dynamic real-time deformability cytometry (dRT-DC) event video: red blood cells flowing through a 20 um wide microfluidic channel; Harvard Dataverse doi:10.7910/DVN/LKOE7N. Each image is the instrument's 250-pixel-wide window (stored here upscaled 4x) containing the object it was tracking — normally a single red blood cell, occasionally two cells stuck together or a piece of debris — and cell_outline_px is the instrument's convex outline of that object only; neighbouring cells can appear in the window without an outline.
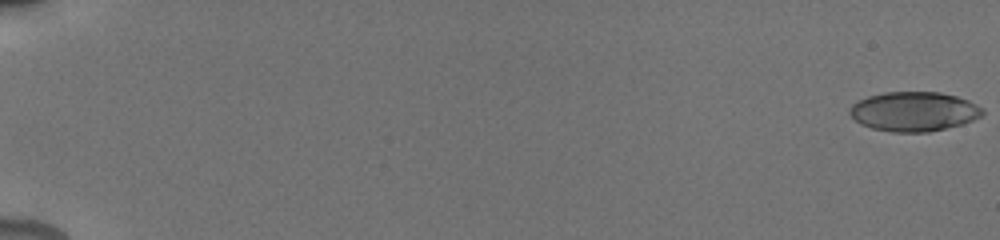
{"species": "human", "species_latin": "Homo sapiens", "temperature_condition": "cold", "stored_images_in_passage": 8, "camera_frame_rate_fps": 3000, "um_per_image_px": 0.085, "donor": {"sex": "male"}, "frame": {"image": 1, "passage_image": 1, "time_ms": 0.0, "image_size_px": [1000, 240], "cell_outline_px": [[984, 112], [980, 116], [972, 120], [960, 124], [928, 132], [892, 132], [872, 128], [860, 124], [848, 112], [848, 108], [852, 104], [868, 96], [884, 92], [940, 92], [956, 96], [968, 100], [984, 108]], "centroid_in_image_um": [77.66, 9.47], "position_along_channel_um": 7.3, "area_um2": 30.46}}
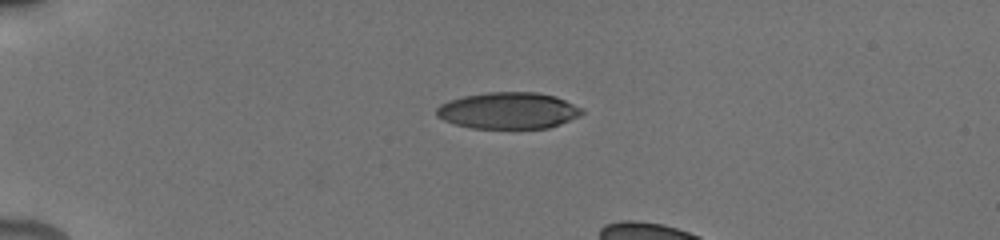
{"frame": {"image": 2, "passage_image": 5, "time_ms": 5.0, "image_size_px": [1000, 240], "cell_outline_px": [[584, 112], [580, 116], [560, 124], [548, 128], [472, 128], [456, 124], [444, 120], [436, 116], [436, 108], [440, 104], [448, 100], [464, 96], [488, 92], [536, 92], [556, 96], [584, 108]], "centroid_in_image_um": [43.23, 9.39], "position_along_channel_um": 41.8, "area_um2": 31.1}}